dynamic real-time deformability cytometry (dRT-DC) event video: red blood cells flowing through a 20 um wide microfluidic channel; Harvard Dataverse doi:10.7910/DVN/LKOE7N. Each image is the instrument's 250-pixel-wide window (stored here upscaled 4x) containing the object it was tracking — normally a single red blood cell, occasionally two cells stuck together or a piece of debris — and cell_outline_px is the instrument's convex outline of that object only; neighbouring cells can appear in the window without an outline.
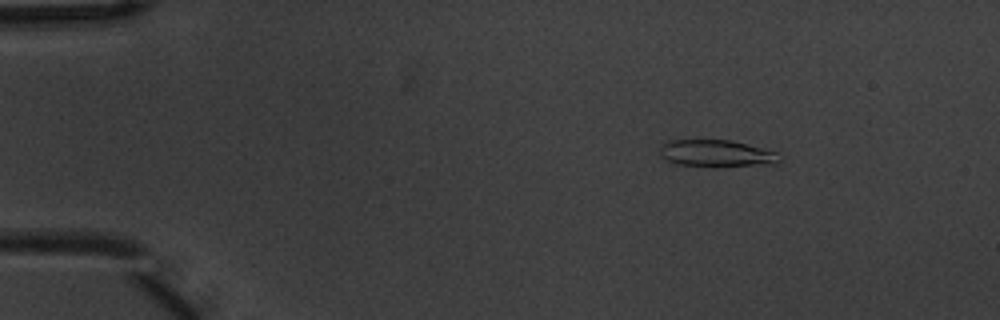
{"species": "common noctule bat (a hibernating species)", "species_latin": "Nyctalus noctula", "temperature_condition": "warm", "stored_images_in_passage": 5, "camera_frame_rate_fps": 3000, "um_per_image_px": 0.085, "animal": {"sex": "male", "body_mass_g": 20.1, "forearm_length_mm": 53.5}, "frame": {"image": 1, "passage_image": 1, "time_ms": 0.0, "image_size_px": [1000, 320], "cell_outline_px": [[780, 160], [776, 164], [712, 168], [676, 164], [660, 156], [660, 144], [668, 140], [732, 140], [776, 152]], "centroid_in_image_um": [60.87, 13.06], "position_along_channel_um": 24.1, "area_um2": 19.25}}